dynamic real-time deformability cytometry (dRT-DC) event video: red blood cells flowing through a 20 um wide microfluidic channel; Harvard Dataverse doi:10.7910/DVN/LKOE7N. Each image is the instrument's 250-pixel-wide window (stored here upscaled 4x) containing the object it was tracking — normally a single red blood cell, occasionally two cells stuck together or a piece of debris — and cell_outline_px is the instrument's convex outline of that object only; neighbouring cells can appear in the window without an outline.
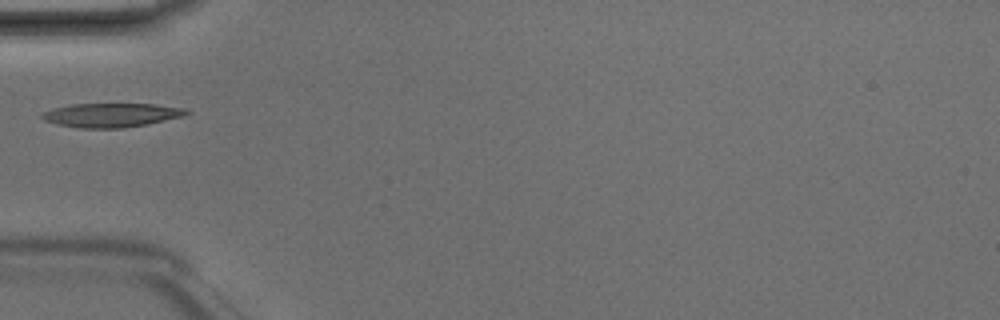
{"species": "Egyptian fruit bat (a non-hibernating species)", "species_latin": "Rousettus aegyptiacus", "temperature_condition": "room temperature", "stored_images_in_passage": 5, "camera_frame_rate_fps": 3000, "um_per_image_px": 0.085, "animal": {"sex": "male"}, "frame": {"image": 1, "passage_image": 3, "time_ms": 0.667, "image_size_px": [1000, 320], "cell_outline_px": [[192, 112], [184, 116], [148, 124], [120, 128], [80, 128], [56, 124], [44, 120], [40, 116], [44, 112], [52, 108], [72, 104], [156, 104], [184, 108]], "centroid_in_image_um": [9.48, 9.78], "position_along_channel_um": 75.5, "area_um2": 20.23}}